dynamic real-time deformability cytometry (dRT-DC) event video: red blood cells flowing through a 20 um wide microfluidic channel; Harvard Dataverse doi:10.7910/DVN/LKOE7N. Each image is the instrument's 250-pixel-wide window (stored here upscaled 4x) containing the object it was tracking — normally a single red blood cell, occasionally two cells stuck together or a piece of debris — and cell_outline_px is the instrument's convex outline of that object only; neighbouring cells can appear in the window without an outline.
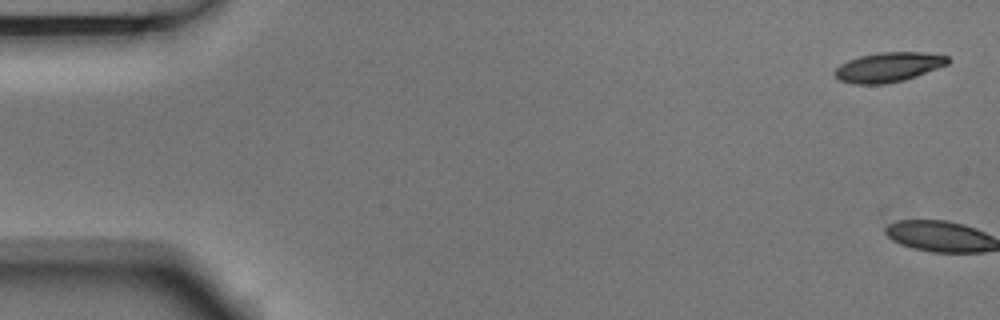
{"species": "Egyptian fruit bat (a non-hibernating species)", "species_latin": "Rousettus aegyptiacus", "temperature_condition": "room temperature", "stored_images_in_passage": 11, "camera_frame_rate_fps": 3000, "um_per_image_px": 0.085, "animal": {"sex": "male"}, "frame": {"image": 1, "passage_image": 1, "time_ms": 0.0, "image_size_px": [1000, 320], "cell_outline_px": [[948, 64], [916, 76], [904, 80], [884, 84], [852, 84], [840, 80], [832, 72], [840, 64], [848, 60], [860, 56], [880, 52], [920, 52], [948, 56]], "centroid_in_image_um": [75.48, 5.71], "position_along_channel_um": 9.5, "area_um2": 19.42}}
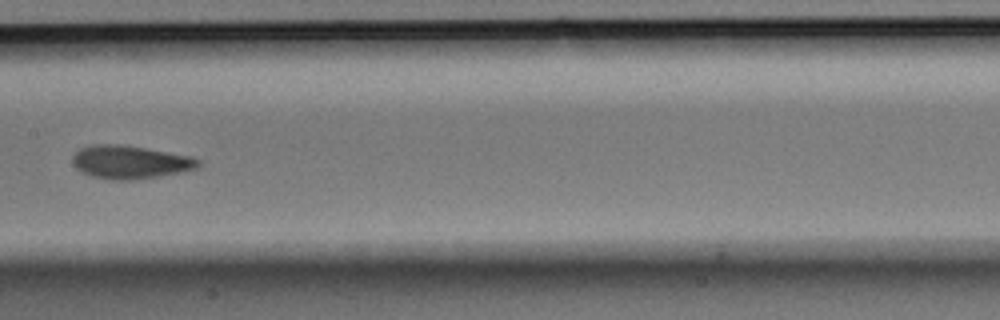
{"frame": {"image": 2, "passage_image": 8, "time_ms": 2.333, "image_size_px": [1000, 320], "cell_outline_px": [[200, 164], [196, 168], [180, 172], [160, 176], [132, 180], [112, 180], [92, 176], [76, 168], [72, 160], [72, 156], [80, 148], [88, 144], [120, 144], [192, 156], [200, 160]], "centroid_in_image_um": [11.04, 13.77], "position_along_channel_um": 196.4, "area_um2": 24.28}}
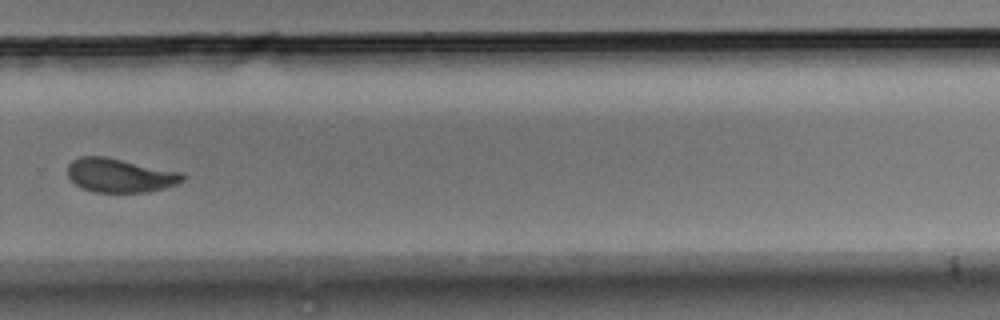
{"frame": {"image": 3, "passage_image": 11, "time_ms": 3.333, "image_size_px": [1000, 320], "cell_outline_px": [[184, 180], [176, 184], [164, 188], [148, 192], [92, 192], [76, 184], [68, 176], [68, 164], [72, 160], [80, 156], [104, 156], [184, 172]], "centroid_in_image_um": [10.21, 14.9], "position_along_channel_um": 319.6, "area_um2": 22.77}}